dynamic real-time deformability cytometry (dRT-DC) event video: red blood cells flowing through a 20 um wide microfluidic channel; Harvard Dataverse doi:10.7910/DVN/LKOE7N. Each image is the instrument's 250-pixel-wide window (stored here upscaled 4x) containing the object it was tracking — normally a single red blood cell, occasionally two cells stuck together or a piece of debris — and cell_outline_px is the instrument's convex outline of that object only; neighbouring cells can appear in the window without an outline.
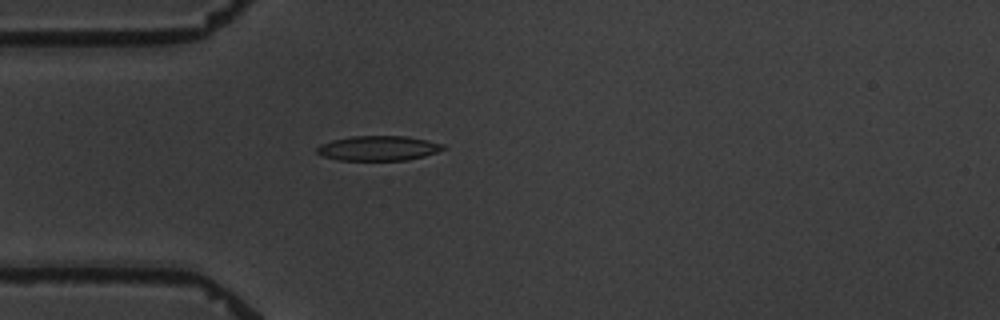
{"species": "common noctule bat (a hibernating species)", "species_latin": "Nyctalus noctula", "temperature_condition": "warm", "stored_images_in_passage": 5, "camera_frame_rate_fps": 3000, "um_per_image_px": 0.085, "animal": {"sex": "male", "body_mass_g": 19.5, "forearm_length_mm": 54.6}, "frame": {"image": 1, "passage_image": 5, "time_ms": 4.667, "image_size_px": [1000, 320], "cell_outline_px": [[444, 148], [436, 152], [424, 156], [408, 160], [336, 160], [320, 156], [316, 152], [316, 148], [320, 144], [332, 140], [352, 136], [408, 136], [428, 140], [444, 144]], "centroid_in_image_um": [32.12, 12.6], "position_along_channel_um": 52.9, "area_um2": 18.38}}